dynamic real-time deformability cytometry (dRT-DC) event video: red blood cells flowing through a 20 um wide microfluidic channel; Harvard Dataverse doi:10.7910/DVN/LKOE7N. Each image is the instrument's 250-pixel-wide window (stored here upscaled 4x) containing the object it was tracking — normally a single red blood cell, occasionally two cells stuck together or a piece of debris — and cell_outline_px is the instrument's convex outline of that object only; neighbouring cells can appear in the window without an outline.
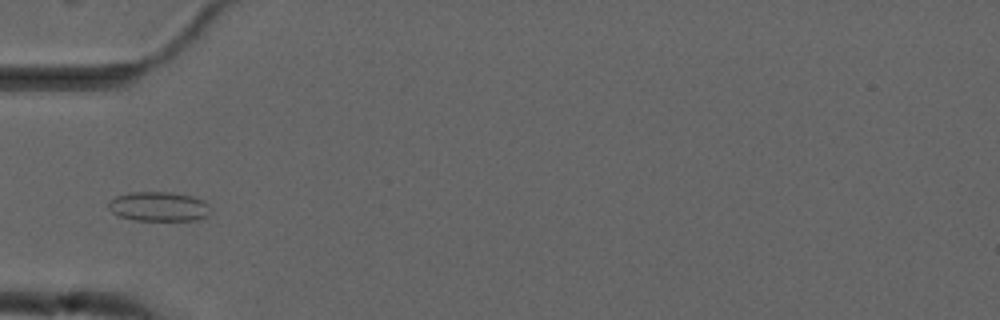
{"species": "common noctule bat (a hibernating species)", "species_latin": "Nyctalus noctula", "temperature_condition": "cold", "stored_images_in_passage": 6, "camera_frame_rate_fps": 3000, "um_per_image_px": 0.085, "animal": {"sex": "male", "forearm_length_mm": 52.5}, "frame": {"image": 1, "passage_image": 5, "time_ms": 4.667, "image_size_px": [1000, 320], "cell_outline_px": [[208, 216], [200, 220], [132, 220], [120, 216], [112, 212], [108, 208], [108, 200], [116, 196], [132, 192], [172, 192], [192, 196], [204, 200], [208, 204]], "centroid_in_image_um": [13.48, 17.55], "position_along_channel_um": 71.5, "area_um2": 17.63}}